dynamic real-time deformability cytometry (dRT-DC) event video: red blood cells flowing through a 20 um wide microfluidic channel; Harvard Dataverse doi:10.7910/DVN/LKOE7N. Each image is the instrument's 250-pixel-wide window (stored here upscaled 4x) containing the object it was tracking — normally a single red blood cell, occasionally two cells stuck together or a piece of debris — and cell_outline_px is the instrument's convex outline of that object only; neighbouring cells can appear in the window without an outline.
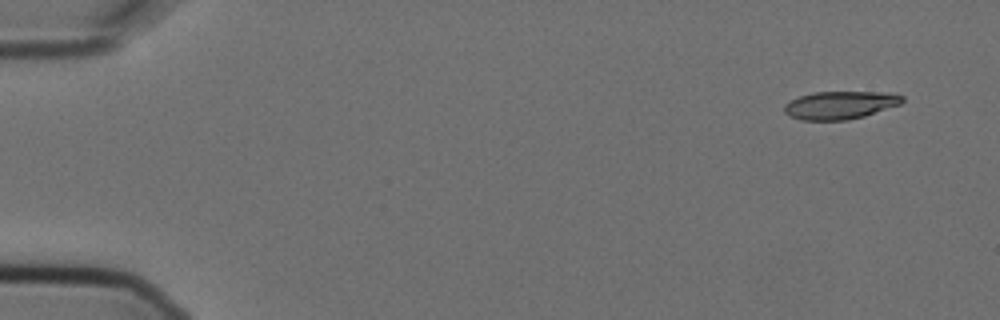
{"species": "Egyptian fruit bat (a non-hibernating species)", "species_latin": "Rousettus aegyptiacus", "temperature_condition": "cold", "stored_images_in_passage": 10, "camera_frame_rate_fps": 3000, "um_per_image_px": 0.085, "animal": {"sex": "female"}, "frame": {"image": 1, "passage_image": 1, "time_ms": 0.0, "image_size_px": [1000, 320], "cell_outline_px": [[904, 100], [900, 104], [864, 116], [848, 120], [800, 120], [788, 116], [784, 112], [784, 104], [788, 100], [812, 92], [888, 92], [904, 96]], "centroid_in_image_um": [71.37, 8.93], "position_along_channel_um": 13.6, "area_um2": 19.36}}
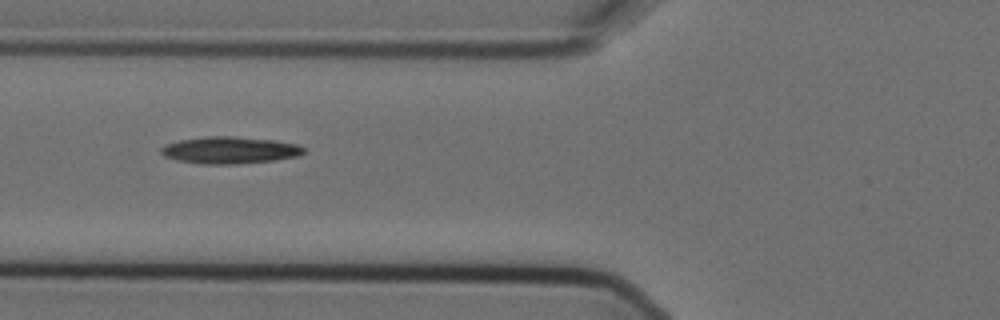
{"frame": {"image": 2, "passage_image": 6, "time_ms": 1.667, "image_size_px": [1000, 320], "cell_outline_px": [[304, 152], [296, 156], [272, 160], [236, 164], [200, 164], [176, 160], [164, 156], [160, 152], [160, 148], [164, 144], [180, 140], [204, 136], [232, 136], [276, 140], [296, 144], [304, 148]], "centroid_in_image_um": [19.46, 12.76], "position_along_channel_um": 106.3, "area_um2": 22.43}}
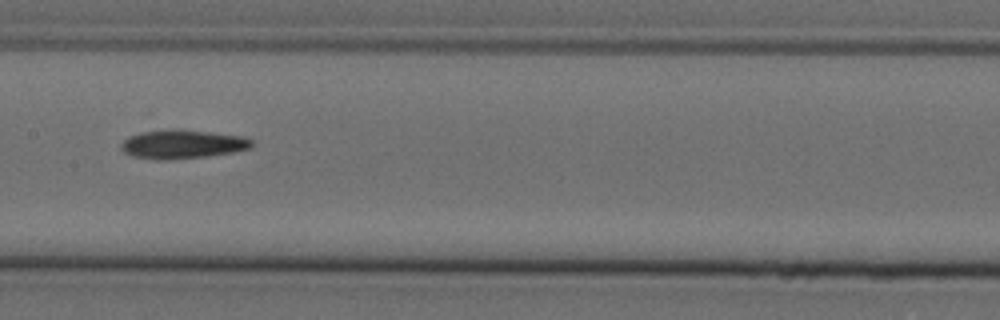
{"frame": {"image": 3, "passage_image": 8, "time_ms": 2.333, "image_size_px": [1000, 320], "cell_outline_px": [[256, 144], [252, 148], [236, 152], [204, 156], [168, 160], [156, 160], [136, 156], [124, 152], [120, 148], [120, 144], [128, 136], [140, 132], [208, 132], [244, 136], [252, 140]], "centroid_in_image_um": [15.57, 12.3], "position_along_channel_um": 191.8, "area_um2": 21.15}}